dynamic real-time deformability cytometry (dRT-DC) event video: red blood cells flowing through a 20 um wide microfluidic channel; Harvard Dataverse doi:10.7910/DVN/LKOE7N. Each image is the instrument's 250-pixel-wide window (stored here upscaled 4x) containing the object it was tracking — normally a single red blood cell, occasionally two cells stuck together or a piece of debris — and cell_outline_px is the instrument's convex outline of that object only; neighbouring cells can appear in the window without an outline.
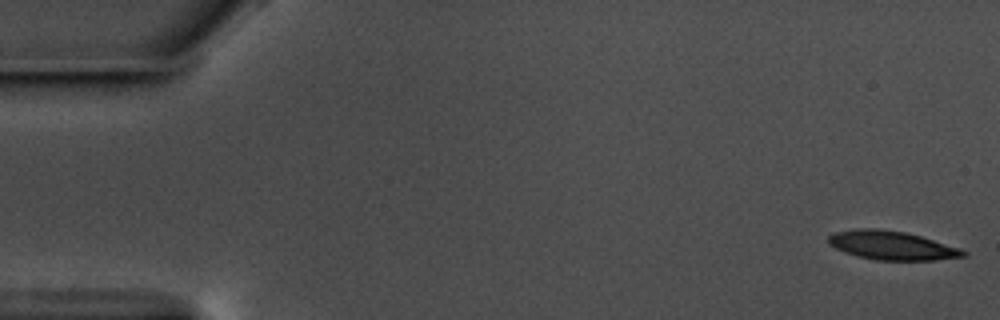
{"species": "common noctule bat (a hibernating species)", "species_latin": "Nyctalus noctula", "temperature_condition": "warm", "stored_images_in_passage": 57, "camera_frame_rate_fps": 3000, "um_per_image_px": 0.085, "animal": {"sex": "male", "body_mass_g": 17.5, "forearm_length_mm": 52.3}, "frame": {"image": 1, "passage_image": 1, "time_ms": 0.0, "image_size_px": [1000, 320], "cell_outline_px": [[968, 256], [936, 260], [872, 260], [856, 256], [844, 252], [828, 244], [828, 236], [836, 232], [856, 228], [880, 228], [904, 232], [920, 236], [960, 248], [968, 252]], "centroid_in_image_um": [75.8, 20.86], "position_along_channel_um": 9.2, "area_um2": 22.77}}
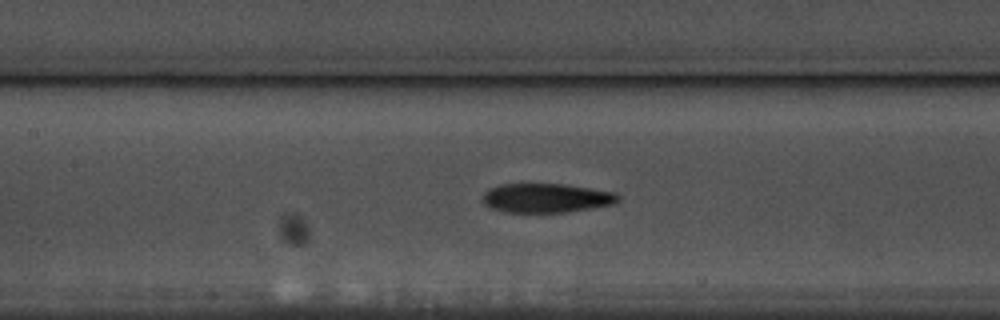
{"frame": {"image": 2, "passage_image": 26, "time_ms": 8.333, "image_size_px": [1000, 320], "cell_outline_px": [[620, 200], [612, 204], [592, 208], [568, 212], [504, 212], [492, 208], [484, 204], [484, 192], [488, 188], [500, 184], [564, 184], [616, 192], [620, 196]], "centroid_in_image_um": [46.45, 16.83], "position_along_channel_um": 161.0, "area_um2": 23.06}}
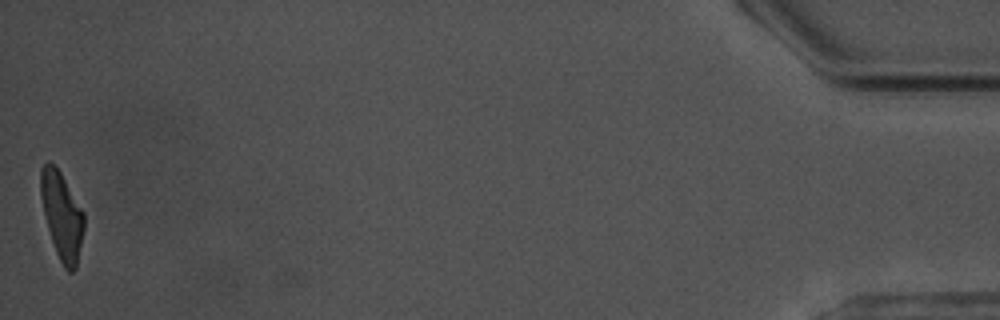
{"frame": {"image": 3, "passage_image": 57, "time_ms": 18.667, "image_size_px": [1000, 320], "cell_outline_px": [[84, 228], [76, 268], [72, 272], [68, 272], [64, 268], [56, 252], [48, 228], [40, 196], [40, 168], [48, 160], [60, 172], [84, 212]], "centroid_in_image_um": [5.25, 18.33], "position_along_channel_um": 429.9, "area_um2": 21.79}, "authors_computed_cell_mechanics": {"area_um2": 23.5824, "velocity_mm_per_s": 3.5561, "shape_relaxation_time_tau1_ms": 4.4582, "shape_relaxation_time_tau2_ms": 3.997, "deformation_change_tau1": 0.1687, "deformation_change_tau2": 0.1267}}